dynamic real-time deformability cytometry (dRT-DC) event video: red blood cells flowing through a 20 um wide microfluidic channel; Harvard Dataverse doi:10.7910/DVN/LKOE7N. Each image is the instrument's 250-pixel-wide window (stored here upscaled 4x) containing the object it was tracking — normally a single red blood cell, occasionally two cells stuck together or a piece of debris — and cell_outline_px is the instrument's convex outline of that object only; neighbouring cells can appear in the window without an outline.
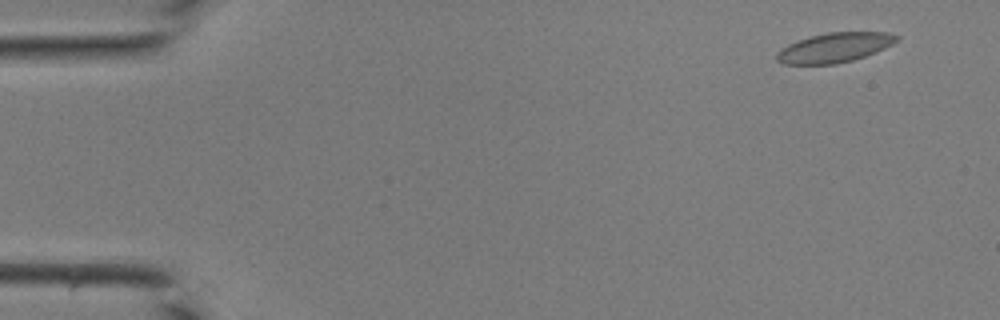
{"species": "common noctule bat (a hibernating species)", "species_latin": "Nyctalus noctula", "temperature_condition": "room temperature", "stored_images_in_passage": 43, "camera_frame_rate_fps": 3000, "um_per_image_px": 0.085, "animal": {"sex": "male", "body_mass_g": 19.0, "forearm_length_mm": 50.8}, "frame": {"image": 1, "passage_image": 3, "time_ms": 0.667, "image_size_px": [1000, 320], "cell_outline_px": [[900, 36], [892, 44], [884, 48], [864, 56], [852, 60], [836, 64], [784, 64], [776, 60], [776, 52], [788, 44], [812, 36], [828, 32], [888, 32]], "centroid_in_image_um": [70.92, 4.05], "position_along_channel_um": 14.1, "area_um2": 20.46}}
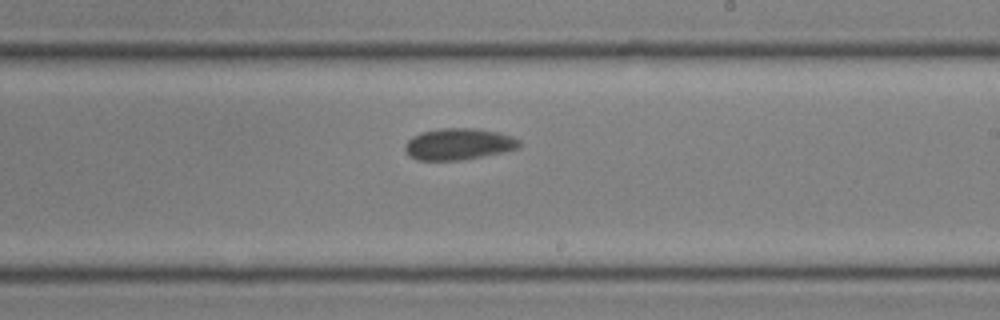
{"frame": {"image": 2, "passage_image": 26, "time_ms": 8.333, "image_size_px": [1000, 320], "cell_outline_px": [[520, 144], [516, 148], [500, 152], [460, 160], [416, 160], [408, 156], [404, 148], [404, 144], [412, 136], [420, 132], [440, 128], [476, 128], [500, 132], [512, 136], [520, 140]], "centroid_in_image_um": [38.92, 12.23], "position_along_channel_um": 250.1, "area_um2": 20.98}}
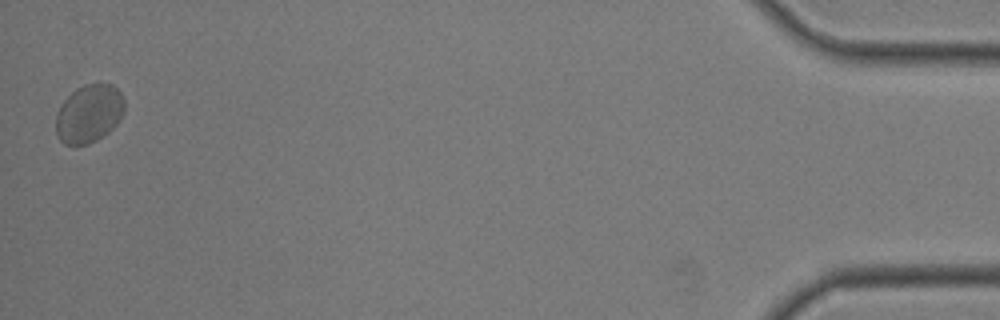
{"frame": {"image": 3, "passage_image": 43, "time_ms": 14.0, "image_size_px": [1000, 320], "cell_outline_px": [[124, 112], [120, 120], [108, 132], [96, 140], [88, 144], [76, 148], [64, 144], [56, 136], [56, 116], [60, 104], [76, 88], [84, 84], [112, 84], [120, 92], [124, 100]], "centroid_in_image_um": [7.54, 9.69], "position_along_channel_um": 427.7, "area_um2": 23.58}}